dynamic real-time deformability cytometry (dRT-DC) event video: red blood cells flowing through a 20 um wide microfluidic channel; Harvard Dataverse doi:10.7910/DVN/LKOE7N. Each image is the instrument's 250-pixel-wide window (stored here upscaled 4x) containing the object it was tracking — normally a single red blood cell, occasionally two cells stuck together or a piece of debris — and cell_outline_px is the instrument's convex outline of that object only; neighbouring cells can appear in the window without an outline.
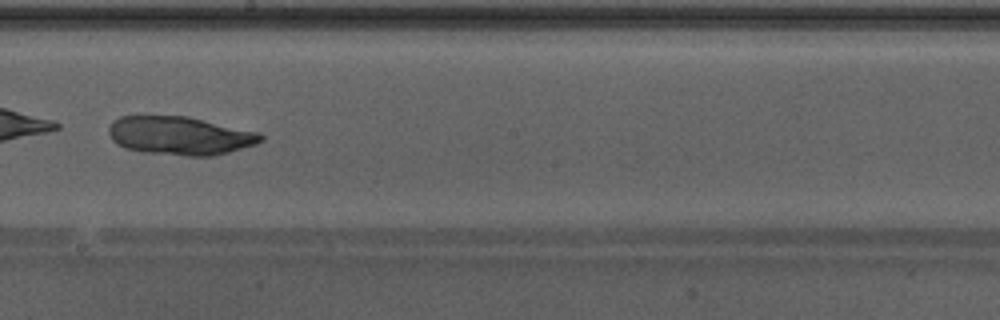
{"species": "Egyptian fruit bat (a non-hibernating species)", "species_latin": "Rousettus aegyptiacus", "temperature_condition": "warm", "stored_images_in_passage": 29, "camera_frame_rate_fps": 3000, "um_per_image_px": 0.085, "animal": {"sex": "male"}, "frame": {"image": 1, "passage_image": 13, "time_ms": 4.0, "image_size_px": [1000, 320], "cell_outline_px": [[264, 140], [256, 144], [228, 152], [212, 156], [188, 156], [144, 152], [124, 148], [116, 144], [112, 140], [108, 132], [108, 128], [112, 120], [120, 116], [188, 116], [260, 132], [264, 136]], "centroid_in_image_um": [15.29, 11.53], "position_along_channel_um": 232.9, "area_um2": 34.33}}